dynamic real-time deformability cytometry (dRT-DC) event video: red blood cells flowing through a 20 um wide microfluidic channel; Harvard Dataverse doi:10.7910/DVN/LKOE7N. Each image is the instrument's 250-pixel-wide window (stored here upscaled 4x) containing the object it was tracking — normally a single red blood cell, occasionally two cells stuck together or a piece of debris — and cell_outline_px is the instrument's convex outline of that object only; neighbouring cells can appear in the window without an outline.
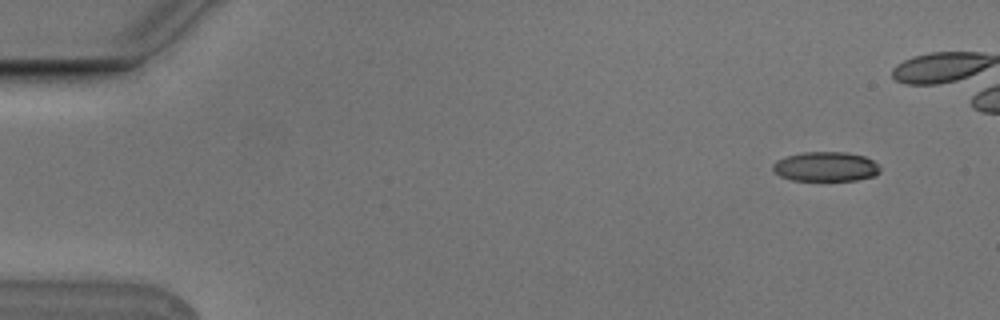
{"species": "Egyptian fruit bat (a non-hibernating species)", "species_latin": "Rousettus aegyptiacus", "temperature_condition": "cold", "stored_images_in_passage": 6, "camera_frame_rate_fps": 3000, "um_per_image_px": 0.085, "animal": {"sex": "male"}, "frame": {"image": 1, "passage_image": 1, "time_ms": 0.0, "image_size_px": [1000, 320], "cell_outline_px": [[880, 172], [876, 176], [856, 180], [792, 180], [780, 176], [772, 168], [772, 164], [776, 160], [784, 156], [800, 152], [848, 152], [864, 156], [872, 160], [880, 168]], "centroid_in_image_um": [70.17, 14.15], "position_along_channel_um": 14.8, "area_um2": 18.61}}